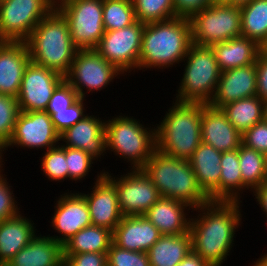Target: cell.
Returning a JSON list of instances; mask_svg holds the SVG:
<instances>
[{
  "label": "cell",
  "mask_w": 267,
  "mask_h": 266,
  "mask_svg": "<svg viewBox=\"0 0 267 266\" xmlns=\"http://www.w3.org/2000/svg\"><path fill=\"white\" fill-rule=\"evenodd\" d=\"M240 203L209 201L191 211L198 212L191 215L189 226L192 251L210 266H222L234 246L235 232L243 223Z\"/></svg>",
  "instance_id": "1"
},
{
  "label": "cell",
  "mask_w": 267,
  "mask_h": 266,
  "mask_svg": "<svg viewBox=\"0 0 267 266\" xmlns=\"http://www.w3.org/2000/svg\"><path fill=\"white\" fill-rule=\"evenodd\" d=\"M192 44L188 18L174 17L144 25L138 70L160 71L182 63Z\"/></svg>",
  "instance_id": "2"
},
{
  "label": "cell",
  "mask_w": 267,
  "mask_h": 266,
  "mask_svg": "<svg viewBox=\"0 0 267 266\" xmlns=\"http://www.w3.org/2000/svg\"><path fill=\"white\" fill-rule=\"evenodd\" d=\"M25 42L31 62L63 77L79 50L71 40L67 20L56 8L37 24Z\"/></svg>",
  "instance_id": "3"
},
{
  "label": "cell",
  "mask_w": 267,
  "mask_h": 266,
  "mask_svg": "<svg viewBox=\"0 0 267 266\" xmlns=\"http://www.w3.org/2000/svg\"><path fill=\"white\" fill-rule=\"evenodd\" d=\"M202 103H172L156 123V149L167 156L189 161L202 142Z\"/></svg>",
  "instance_id": "4"
},
{
  "label": "cell",
  "mask_w": 267,
  "mask_h": 266,
  "mask_svg": "<svg viewBox=\"0 0 267 266\" xmlns=\"http://www.w3.org/2000/svg\"><path fill=\"white\" fill-rule=\"evenodd\" d=\"M141 169L153 182L161 197L182 201L193 209L210 201L199 187L187 160L167 156L156 149Z\"/></svg>",
  "instance_id": "5"
},
{
  "label": "cell",
  "mask_w": 267,
  "mask_h": 266,
  "mask_svg": "<svg viewBox=\"0 0 267 266\" xmlns=\"http://www.w3.org/2000/svg\"><path fill=\"white\" fill-rule=\"evenodd\" d=\"M120 114L105 121L106 150L124 158L130 169H141L156 150V127H145L139 119Z\"/></svg>",
  "instance_id": "6"
},
{
  "label": "cell",
  "mask_w": 267,
  "mask_h": 266,
  "mask_svg": "<svg viewBox=\"0 0 267 266\" xmlns=\"http://www.w3.org/2000/svg\"><path fill=\"white\" fill-rule=\"evenodd\" d=\"M183 61L185 69L174 100L209 104L221 74L212 47L192 43Z\"/></svg>",
  "instance_id": "7"
},
{
  "label": "cell",
  "mask_w": 267,
  "mask_h": 266,
  "mask_svg": "<svg viewBox=\"0 0 267 266\" xmlns=\"http://www.w3.org/2000/svg\"><path fill=\"white\" fill-rule=\"evenodd\" d=\"M192 43L211 46L241 37L240 6L210 4L189 18Z\"/></svg>",
  "instance_id": "8"
},
{
  "label": "cell",
  "mask_w": 267,
  "mask_h": 266,
  "mask_svg": "<svg viewBox=\"0 0 267 266\" xmlns=\"http://www.w3.org/2000/svg\"><path fill=\"white\" fill-rule=\"evenodd\" d=\"M56 9L67 20L71 40L79 50L98 46L105 33L103 0H56Z\"/></svg>",
  "instance_id": "9"
},
{
  "label": "cell",
  "mask_w": 267,
  "mask_h": 266,
  "mask_svg": "<svg viewBox=\"0 0 267 266\" xmlns=\"http://www.w3.org/2000/svg\"><path fill=\"white\" fill-rule=\"evenodd\" d=\"M56 8V0H1L0 41L25 42Z\"/></svg>",
  "instance_id": "10"
},
{
  "label": "cell",
  "mask_w": 267,
  "mask_h": 266,
  "mask_svg": "<svg viewBox=\"0 0 267 266\" xmlns=\"http://www.w3.org/2000/svg\"><path fill=\"white\" fill-rule=\"evenodd\" d=\"M124 76L114 65L105 60L95 49L78 50L70 71L64 79L86 99L90 92L101 91L114 81L115 77ZM87 90V91H84Z\"/></svg>",
  "instance_id": "11"
},
{
  "label": "cell",
  "mask_w": 267,
  "mask_h": 266,
  "mask_svg": "<svg viewBox=\"0 0 267 266\" xmlns=\"http://www.w3.org/2000/svg\"><path fill=\"white\" fill-rule=\"evenodd\" d=\"M144 25L137 20L128 27L105 31L95 50L124 76L138 72Z\"/></svg>",
  "instance_id": "12"
},
{
  "label": "cell",
  "mask_w": 267,
  "mask_h": 266,
  "mask_svg": "<svg viewBox=\"0 0 267 266\" xmlns=\"http://www.w3.org/2000/svg\"><path fill=\"white\" fill-rule=\"evenodd\" d=\"M104 171V175L117 189L119 207L123 216L144 215L161 197L142 169H129L118 177L107 170Z\"/></svg>",
  "instance_id": "13"
},
{
  "label": "cell",
  "mask_w": 267,
  "mask_h": 266,
  "mask_svg": "<svg viewBox=\"0 0 267 266\" xmlns=\"http://www.w3.org/2000/svg\"><path fill=\"white\" fill-rule=\"evenodd\" d=\"M59 144L60 134L55 130L51 116L46 111H20L5 151L10 147L46 151Z\"/></svg>",
  "instance_id": "14"
},
{
  "label": "cell",
  "mask_w": 267,
  "mask_h": 266,
  "mask_svg": "<svg viewBox=\"0 0 267 266\" xmlns=\"http://www.w3.org/2000/svg\"><path fill=\"white\" fill-rule=\"evenodd\" d=\"M64 80L59 73L29 62L17 96L22 112L46 111L53 91Z\"/></svg>",
  "instance_id": "15"
},
{
  "label": "cell",
  "mask_w": 267,
  "mask_h": 266,
  "mask_svg": "<svg viewBox=\"0 0 267 266\" xmlns=\"http://www.w3.org/2000/svg\"><path fill=\"white\" fill-rule=\"evenodd\" d=\"M55 200L54 215L48 222L59 235L50 237L64 244L78 231L92 225L91 216L85 198L78 191L72 193L68 190Z\"/></svg>",
  "instance_id": "16"
},
{
  "label": "cell",
  "mask_w": 267,
  "mask_h": 266,
  "mask_svg": "<svg viewBox=\"0 0 267 266\" xmlns=\"http://www.w3.org/2000/svg\"><path fill=\"white\" fill-rule=\"evenodd\" d=\"M104 173L103 169L95 175L94 186L90 188V192L80 194L88 205L92 225L113 231L121 222L123 214L119 207L117 189Z\"/></svg>",
  "instance_id": "17"
},
{
  "label": "cell",
  "mask_w": 267,
  "mask_h": 266,
  "mask_svg": "<svg viewBox=\"0 0 267 266\" xmlns=\"http://www.w3.org/2000/svg\"><path fill=\"white\" fill-rule=\"evenodd\" d=\"M105 121V118L103 120L95 114L86 115L60 134V142L66 147L84 150L95 160L101 161L102 156L107 154Z\"/></svg>",
  "instance_id": "18"
},
{
  "label": "cell",
  "mask_w": 267,
  "mask_h": 266,
  "mask_svg": "<svg viewBox=\"0 0 267 266\" xmlns=\"http://www.w3.org/2000/svg\"><path fill=\"white\" fill-rule=\"evenodd\" d=\"M256 63L221 72L215 95L210 105L221 108L239 99L257 95Z\"/></svg>",
  "instance_id": "19"
},
{
  "label": "cell",
  "mask_w": 267,
  "mask_h": 266,
  "mask_svg": "<svg viewBox=\"0 0 267 266\" xmlns=\"http://www.w3.org/2000/svg\"><path fill=\"white\" fill-rule=\"evenodd\" d=\"M202 143L220 152L233 151L242 144V134L231 124L221 108L202 104Z\"/></svg>",
  "instance_id": "20"
},
{
  "label": "cell",
  "mask_w": 267,
  "mask_h": 266,
  "mask_svg": "<svg viewBox=\"0 0 267 266\" xmlns=\"http://www.w3.org/2000/svg\"><path fill=\"white\" fill-rule=\"evenodd\" d=\"M30 61L26 42L0 41V95L18 96Z\"/></svg>",
  "instance_id": "21"
},
{
  "label": "cell",
  "mask_w": 267,
  "mask_h": 266,
  "mask_svg": "<svg viewBox=\"0 0 267 266\" xmlns=\"http://www.w3.org/2000/svg\"><path fill=\"white\" fill-rule=\"evenodd\" d=\"M162 236L160 231L144 216H123L112 231V243L130 251L147 252Z\"/></svg>",
  "instance_id": "22"
},
{
  "label": "cell",
  "mask_w": 267,
  "mask_h": 266,
  "mask_svg": "<svg viewBox=\"0 0 267 266\" xmlns=\"http://www.w3.org/2000/svg\"><path fill=\"white\" fill-rule=\"evenodd\" d=\"M190 210L193 208L182 201L160 197L144 216L162 235H180L189 232Z\"/></svg>",
  "instance_id": "23"
},
{
  "label": "cell",
  "mask_w": 267,
  "mask_h": 266,
  "mask_svg": "<svg viewBox=\"0 0 267 266\" xmlns=\"http://www.w3.org/2000/svg\"><path fill=\"white\" fill-rule=\"evenodd\" d=\"M222 152L200 143L189 160L196 181L210 201H220V176Z\"/></svg>",
  "instance_id": "24"
},
{
  "label": "cell",
  "mask_w": 267,
  "mask_h": 266,
  "mask_svg": "<svg viewBox=\"0 0 267 266\" xmlns=\"http://www.w3.org/2000/svg\"><path fill=\"white\" fill-rule=\"evenodd\" d=\"M39 234L4 266H64L63 244Z\"/></svg>",
  "instance_id": "25"
},
{
  "label": "cell",
  "mask_w": 267,
  "mask_h": 266,
  "mask_svg": "<svg viewBox=\"0 0 267 266\" xmlns=\"http://www.w3.org/2000/svg\"><path fill=\"white\" fill-rule=\"evenodd\" d=\"M23 215L20 212L0 222V266L7 264L38 234L32 219Z\"/></svg>",
  "instance_id": "26"
},
{
  "label": "cell",
  "mask_w": 267,
  "mask_h": 266,
  "mask_svg": "<svg viewBox=\"0 0 267 266\" xmlns=\"http://www.w3.org/2000/svg\"><path fill=\"white\" fill-rule=\"evenodd\" d=\"M221 72L256 63L261 47L246 37L211 45Z\"/></svg>",
  "instance_id": "27"
},
{
  "label": "cell",
  "mask_w": 267,
  "mask_h": 266,
  "mask_svg": "<svg viewBox=\"0 0 267 266\" xmlns=\"http://www.w3.org/2000/svg\"><path fill=\"white\" fill-rule=\"evenodd\" d=\"M192 251L190 233L162 235L147 251L150 266H175Z\"/></svg>",
  "instance_id": "28"
},
{
  "label": "cell",
  "mask_w": 267,
  "mask_h": 266,
  "mask_svg": "<svg viewBox=\"0 0 267 266\" xmlns=\"http://www.w3.org/2000/svg\"><path fill=\"white\" fill-rule=\"evenodd\" d=\"M112 243V231L90 225L78 231L63 244L64 254L86 252L107 253Z\"/></svg>",
  "instance_id": "29"
},
{
  "label": "cell",
  "mask_w": 267,
  "mask_h": 266,
  "mask_svg": "<svg viewBox=\"0 0 267 266\" xmlns=\"http://www.w3.org/2000/svg\"><path fill=\"white\" fill-rule=\"evenodd\" d=\"M220 176V201L241 202L244 190H249L242 182L238 149L222 152Z\"/></svg>",
  "instance_id": "30"
},
{
  "label": "cell",
  "mask_w": 267,
  "mask_h": 266,
  "mask_svg": "<svg viewBox=\"0 0 267 266\" xmlns=\"http://www.w3.org/2000/svg\"><path fill=\"white\" fill-rule=\"evenodd\" d=\"M221 110L241 134L263 121V100L258 95L230 102Z\"/></svg>",
  "instance_id": "31"
},
{
  "label": "cell",
  "mask_w": 267,
  "mask_h": 266,
  "mask_svg": "<svg viewBox=\"0 0 267 266\" xmlns=\"http://www.w3.org/2000/svg\"><path fill=\"white\" fill-rule=\"evenodd\" d=\"M240 9L242 37L261 46L267 39V0H251Z\"/></svg>",
  "instance_id": "32"
},
{
  "label": "cell",
  "mask_w": 267,
  "mask_h": 266,
  "mask_svg": "<svg viewBox=\"0 0 267 266\" xmlns=\"http://www.w3.org/2000/svg\"><path fill=\"white\" fill-rule=\"evenodd\" d=\"M238 157L243 184L254 192L267 180L264 154L241 144Z\"/></svg>",
  "instance_id": "33"
},
{
  "label": "cell",
  "mask_w": 267,
  "mask_h": 266,
  "mask_svg": "<svg viewBox=\"0 0 267 266\" xmlns=\"http://www.w3.org/2000/svg\"><path fill=\"white\" fill-rule=\"evenodd\" d=\"M102 17L105 31L122 29L137 21L132 0H103Z\"/></svg>",
  "instance_id": "34"
},
{
  "label": "cell",
  "mask_w": 267,
  "mask_h": 266,
  "mask_svg": "<svg viewBox=\"0 0 267 266\" xmlns=\"http://www.w3.org/2000/svg\"><path fill=\"white\" fill-rule=\"evenodd\" d=\"M136 19L141 23L165 21L177 17L173 0H132Z\"/></svg>",
  "instance_id": "35"
},
{
  "label": "cell",
  "mask_w": 267,
  "mask_h": 266,
  "mask_svg": "<svg viewBox=\"0 0 267 266\" xmlns=\"http://www.w3.org/2000/svg\"><path fill=\"white\" fill-rule=\"evenodd\" d=\"M42 156L40 168L46 178L53 182H63L64 179L67 181L68 167L65 159V146L60 142L56 147L44 151Z\"/></svg>",
  "instance_id": "36"
},
{
  "label": "cell",
  "mask_w": 267,
  "mask_h": 266,
  "mask_svg": "<svg viewBox=\"0 0 267 266\" xmlns=\"http://www.w3.org/2000/svg\"><path fill=\"white\" fill-rule=\"evenodd\" d=\"M19 112L17 97L0 95V143L4 146L12 137Z\"/></svg>",
  "instance_id": "37"
},
{
  "label": "cell",
  "mask_w": 267,
  "mask_h": 266,
  "mask_svg": "<svg viewBox=\"0 0 267 266\" xmlns=\"http://www.w3.org/2000/svg\"><path fill=\"white\" fill-rule=\"evenodd\" d=\"M65 159L67 161L68 167V179L72 180V182L75 181V183L77 181L81 182L82 179L84 180L89 172H91V170L93 169L92 164L96 162V160L89 154H87L84 150L66 146Z\"/></svg>",
  "instance_id": "38"
},
{
  "label": "cell",
  "mask_w": 267,
  "mask_h": 266,
  "mask_svg": "<svg viewBox=\"0 0 267 266\" xmlns=\"http://www.w3.org/2000/svg\"><path fill=\"white\" fill-rule=\"evenodd\" d=\"M86 99L79 98L74 104L62 111H46L53 121L55 130L61 134L67 128L72 127L78 121L82 120L87 113L85 110L87 107H84Z\"/></svg>",
  "instance_id": "39"
},
{
  "label": "cell",
  "mask_w": 267,
  "mask_h": 266,
  "mask_svg": "<svg viewBox=\"0 0 267 266\" xmlns=\"http://www.w3.org/2000/svg\"><path fill=\"white\" fill-rule=\"evenodd\" d=\"M107 266H150L147 252L130 251L110 244Z\"/></svg>",
  "instance_id": "40"
},
{
  "label": "cell",
  "mask_w": 267,
  "mask_h": 266,
  "mask_svg": "<svg viewBox=\"0 0 267 266\" xmlns=\"http://www.w3.org/2000/svg\"><path fill=\"white\" fill-rule=\"evenodd\" d=\"M6 176L4 171L0 173V222L18 215L22 208H18L19 202L15 199L14 190L7 182Z\"/></svg>",
  "instance_id": "41"
},
{
  "label": "cell",
  "mask_w": 267,
  "mask_h": 266,
  "mask_svg": "<svg viewBox=\"0 0 267 266\" xmlns=\"http://www.w3.org/2000/svg\"><path fill=\"white\" fill-rule=\"evenodd\" d=\"M80 97L64 79L53 91L46 111H62L74 104Z\"/></svg>",
  "instance_id": "42"
},
{
  "label": "cell",
  "mask_w": 267,
  "mask_h": 266,
  "mask_svg": "<svg viewBox=\"0 0 267 266\" xmlns=\"http://www.w3.org/2000/svg\"><path fill=\"white\" fill-rule=\"evenodd\" d=\"M242 144L262 154H267V122L261 121L242 134Z\"/></svg>",
  "instance_id": "43"
},
{
  "label": "cell",
  "mask_w": 267,
  "mask_h": 266,
  "mask_svg": "<svg viewBox=\"0 0 267 266\" xmlns=\"http://www.w3.org/2000/svg\"><path fill=\"white\" fill-rule=\"evenodd\" d=\"M64 266H107V253L64 254Z\"/></svg>",
  "instance_id": "44"
},
{
  "label": "cell",
  "mask_w": 267,
  "mask_h": 266,
  "mask_svg": "<svg viewBox=\"0 0 267 266\" xmlns=\"http://www.w3.org/2000/svg\"><path fill=\"white\" fill-rule=\"evenodd\" d=\"M178 17L189 18L191 15L211 4V0H173Z\"/></svg>",
  "instance_id": "45"
},
{
  "label": "cell",
  "mask_w": 267,
  "mask_h": 266,
  "mask_svg": "<svg viewBox=\"0 0 267 266\" xmlns=\"http://www.w3.org/2000/svg\"><path fill=\"white\" fill-rule=\"evenodd\" d=\"M257 95L264 101L267 100V54L261 50L256 61Z\"/></svg>",
  "instance_id": "46"
},
{
  "label": "cell",
  "mask_w": 267,
  "mask_h": 266,
  "mask_svg": "<svg viewBox=\"0 0 267 266\" xmlns=\"http://www.w3.org/2000/svg\"><path fill=\"white\" fill-rule=\"evenodd\" d=\"M254 199L258 203L259 207H261V210L263 211V214H265V217L267 218V180L259 186L253 193Z\"/></svg>",
  "instance_id": "47"
},
{
  "label": "cell",
  "mask_w": 267,
  "mask_h": 266,
  "mask_svg": "<svg viewBox=\"0 0 267 266\" xmlns=\"http://www.w3.org/2000/svg\"><path fill=\"white\" fill-rule=\"evenodd\" d=\"M175 266H210L200 256L191 251L181 262Z\"/></svg>",
  "instance_id": "48"
},
{
  "label": "cell",
  "mask_w": 267,
  "mask_h": 266,
  "mask_svg": "<svg viewBox=\"0 0 267 266\" xmlns=\"http://www.w3.org/2000/svg\"><path fill=\"white\" fill-rule=\"evenodd\" d=\"M253 266H267V253L263 254L256 261L252 263Z\"/></svg>",
  "instance_id": "49"
},
{
  "label": "cell",
  "mask_w": 267,
  "mask_h": 266,
  "mask_svg": "<svg viewBox=\"0 0 267 266\" xmlns=\"http://www.w3.org/2000/svg\"><path fill=\"white\" fill-rule=\"evenodd\" d=\"M4 152V153H3ZM4 154H5V146L0 143V173H2L5 169L3 168V165L5 167V162H4ZM4 162V163H3Z\"/></svg>",
  "instance_id": "50"
},
{
  "label": "cell",
  "mask_w": 267,
  "mask_h": 266,
  "mask_svg": "<svg viewBox=\"0 0 267 266\" xmlns=\"http://www.w3.org/2000/svg\"><path fill=\"white\" fill-rule=\"evenodd\" d=\"M251 0H230L229 4L234 6H242L249 3Z\"/></svg>",
  "instance_id": "51"
},
{
  "label": "cell",
  "mask_w": 267,
  "mask_h": 266,
  "mask_svg": "<svg viewBox=\"0 0 267 266\" xmlns=\"http://www.w3.org/2000/svg\"><path fill=\"white\" fill-rule=\"evenodd\" d=\"M263 120L267 122V100L263 101Z\"/></svg>",
  "instance_id": "52"
},
{
  "label": "cell",
  "mask_w": 267,
  "mask_h": 266,
  "mask_svg": "<svg viewBox=\"0 0 267 266\" xmlns=\"http://www.w3.org/2000/svg\"><path fill=\"white\" fill-rule=\"evenodd\" d=\"M230 0H211V4H229Z\"/></svg>",
  "instance_id": "53"
},
{
  "label": "cell",
  "mask_w": 267,
  "mask_h": 266,
  "mask_svg": "<svg viewBox=\"0 0 267 266\" xmlns=\"http://www.w3.org/2000/svg\"><path fill=\"white\" fill-rule=\"evenodd\" d=\"M260 47H261V51L264 54H267V39L265 40V42Z\"/></svg>",
  "instance_id": "54"
},
{
  "label": "cell",
  "mask_w": 267,
  "mask_h": 266,
  "mask_svg": "<svg viewBox=\"0 0 267 266\" xmlns=\"http://www.w3.org/2000/svg\"><path fill=\"white\" fill-rule=\"evenodd\" d=\"M264 156H265V169H266V173H267V154H265Z\"/></svg>",
  "instance_id": "55"
}]
</instances>
